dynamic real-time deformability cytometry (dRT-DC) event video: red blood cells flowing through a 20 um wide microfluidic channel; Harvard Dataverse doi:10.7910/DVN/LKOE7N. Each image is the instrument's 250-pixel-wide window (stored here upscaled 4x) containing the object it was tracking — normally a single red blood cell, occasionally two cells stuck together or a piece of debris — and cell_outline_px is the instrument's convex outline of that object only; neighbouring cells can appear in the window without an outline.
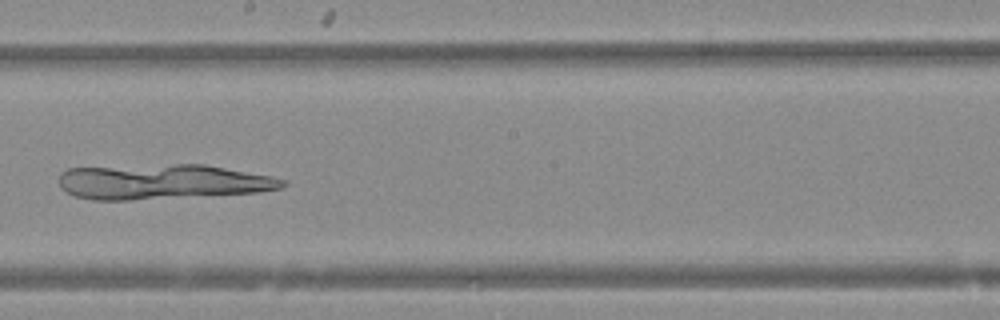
{"species": "Egyptian fruit bat (a non-hibernating species)", "species_latin": "Rousettus aegyptiacus", "temperature_condition": "warm", "stored_images_in_passage": 50, "camera_frame_rate_fps": 3000, "um_per_image_px": 0.085, "animal": {"sex": "female"}, "frame": {"image": 1, "passage_image": 29, "time_ms": 9.333, "image_size_px": [1000, 320], "cell_outline_px": [[288, 184], [280, 188], [260, 192], [128, 200], [92, 200], [76, 196], [60, 188], [60, 172], [68, 168], [176, 164], [204, 164], [272, 176], [288, 180]], "centroid_in_image_um": [13.83, 15.45], "position_along_channel_um": 234.4, "area_um2": 45.6}}
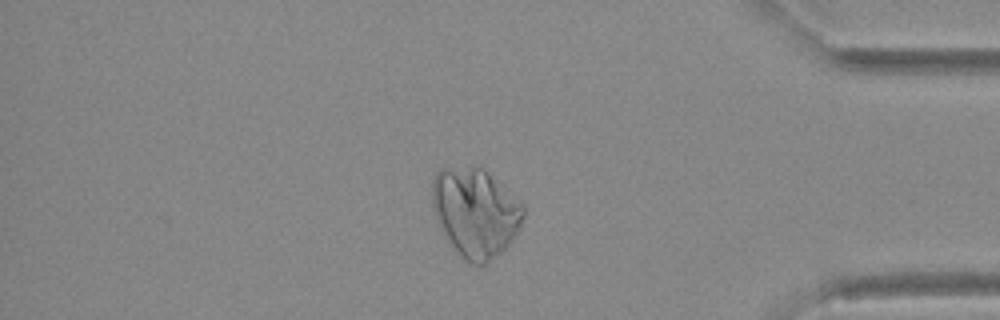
{"frame": {"image": 2, "passage_image": 43, "time_ms": 14.0, "image_size_px": [1000, 320], "cell_outline_px": [[524, 216], [520, 228], [508, 244], [504, 248], [484, 264], [468, 264], [452, 248], [436, 216], [432, 204], [432, 176], [440, 168], [484, 168], [524, 204]], "centroid_in_image_um": [40.41, 18.05], "position_along_channel_um": 394.8, "area_um2": 46.88}}